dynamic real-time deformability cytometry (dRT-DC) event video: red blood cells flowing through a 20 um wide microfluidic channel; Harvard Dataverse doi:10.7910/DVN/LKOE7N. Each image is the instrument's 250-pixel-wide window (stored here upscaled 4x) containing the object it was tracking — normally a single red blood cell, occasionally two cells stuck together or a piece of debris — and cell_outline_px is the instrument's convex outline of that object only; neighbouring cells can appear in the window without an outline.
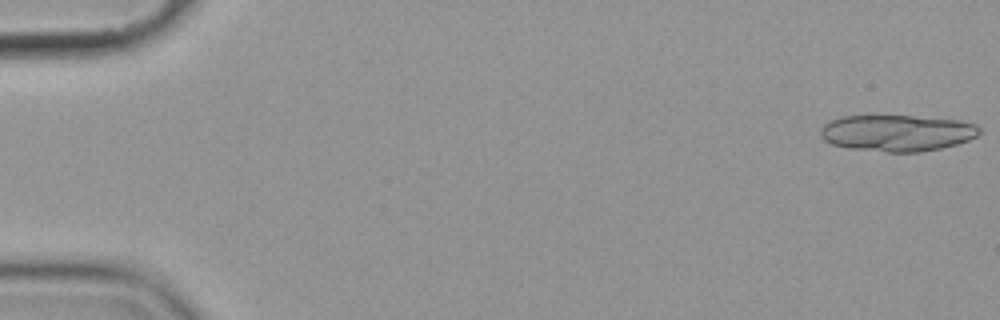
{"species": "common noctule bat (a hibernating species)", "species_latin": "Nyctalus noctula", "temperature_condition": "cold", "stored_images_in_passage": 7, "segment_of_instrument_passage": [1, 2], "camera_frame_rate_fps": 3000, "um_per_image_px": 0.085, "animal": {"sex": "female", "body_mass_g": 19.9}, "frame": {"image": 1, "passage_image": 1, "time_ms": 0.0, "image_size_px": [1000, 320], "cell_outline_px": [[980, 132], [976, 136], [968, 140], [956, 144], [940, 148], [920, 152], [884, 152], [848, 148], [832, 144], [824, 140], [820, 136], [820, 128], [828, 120], [840, 116], [868, 112], [960, 120], [976, 124], [980, 128]], "centroid_in_image_um": [76.16, 11.25], "position_along_channel_um": 8.8, "area_um2": 35.03}}